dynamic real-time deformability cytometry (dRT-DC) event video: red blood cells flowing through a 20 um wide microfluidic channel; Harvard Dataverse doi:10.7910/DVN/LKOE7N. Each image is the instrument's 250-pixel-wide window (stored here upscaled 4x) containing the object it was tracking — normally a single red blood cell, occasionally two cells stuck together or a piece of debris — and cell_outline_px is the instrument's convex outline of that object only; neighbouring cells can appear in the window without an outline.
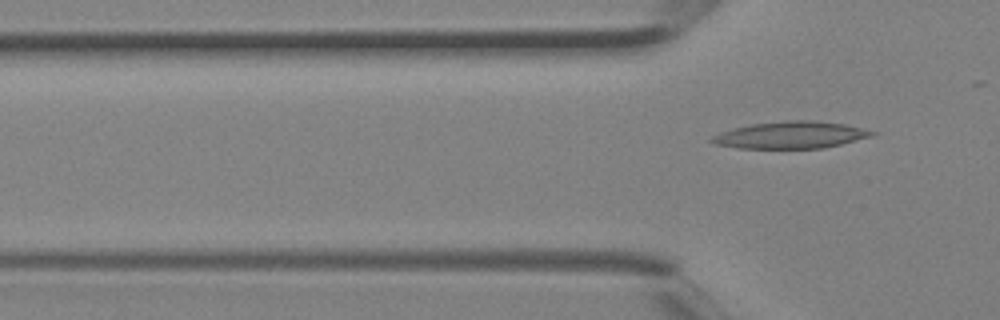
{"species": "Egyptian fruit bat (a non-hibernating species)", "species_latin": "Rousettus aegyptiacus", "temperature_condition": "room temperature", "stored_images_in_passage": 5, "camera_frame_rate_fps": 3000, "um_per_image_px": 0.085, "animal": {"sex": "female"}, "frame": {"image": 1, "passage_image": 5, "time_ms": 1.333, "image_size_px": [1000, 320], "cell_outline_px": [[876, 132], [872, 136], [824, 148], [740, 148], [716, 144], [708, 140], [712, 136], [720, 132], [732, 128], [752, 124], [784, 120], [812, 120], [844, 124], [864, 128]], "centroid_in_image_um": [67.19, 11.47], "position_along_channel_um": 58.6, "area_um2": 25.09}}